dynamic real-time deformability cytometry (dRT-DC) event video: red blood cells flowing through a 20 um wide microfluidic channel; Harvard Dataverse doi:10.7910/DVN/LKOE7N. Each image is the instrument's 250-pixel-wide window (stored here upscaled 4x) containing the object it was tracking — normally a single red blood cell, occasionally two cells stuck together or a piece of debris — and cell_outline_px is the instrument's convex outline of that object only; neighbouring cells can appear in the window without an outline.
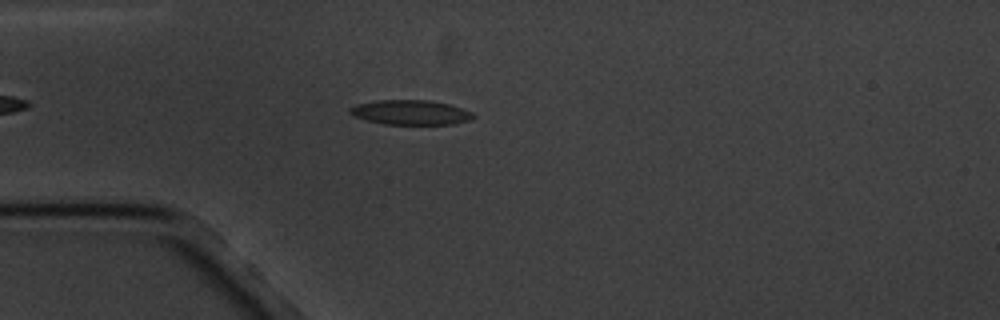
{"species": "common noctule bat (a hibernating species)", "species_latin": "Nyctalus noctula", "temperature_condition": "cold", "stored_images_in_passage": 4, "camera_frame_rate_fps": 3000, "um_per_image_px": 0.085, "animal": {"sex": "male", "body_mass_g": 20.1, "forearm_length_mm": 53.5}, "frame": {"image": 1, "passage_image": 4, "time_ms": 3.333, "image_size_px": [1000, 320], "cell_outline_px": [[476, 116], [472, 120], [452, 124], [384, 124], [352, 116], [348, 112], [348, 108], [356, 104], [376, 100], [428, 100], [448, 104], [472, 112]], "centroid_in_image_um": [34.88, 9.55], "position_along_channel_um": 50.1, "area_um2": 17.8}}